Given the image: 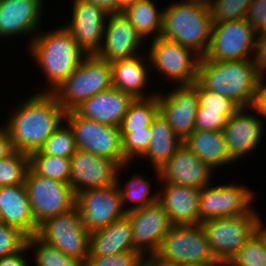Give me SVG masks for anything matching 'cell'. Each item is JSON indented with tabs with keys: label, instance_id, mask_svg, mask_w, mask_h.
<instances>
[{
	"label": "cell",
	"instance_id": "1",
	"mask_svg": "<svg viewBox=\"0 0 266 266\" xmlns=\"http://www.w3.org/2000/svg\"><path fill=\"white\" fill-rule=\"evenodd\" d=\"M11 110L3 127L14 149L28 155L38 151L65 118V111L48 92L31 94Z\"/></svg>",
	"mask_w": 266,
	"mask_h": 266
},
{
	"label": "cell",
	"instance_id": "2",
	"mask_svg": "<svg viewBox=\"0 0 266 266\" xmlns=\"http://www.w3.org/2000/svg\"><path fill=\"white\" fill-rule=\"evenodd\" d=\"M261 79L254 59L212 61L202 57L198 62L196 81L240 107L253 106Z\"/></svg>",
	"mask_w": 266,
	"mask_h": 266
},
{
	"label": "cell",
	"instance_id": "3",
	"mask_svg": "<svg viewBox=\"0 0 266 266\" xmlns=\"http://www.w3.org/2000/svg\"><path fill=\"white\" fill-rule=\"evenodd\" d=\"M27 49L48 82V88L40 92L48 93L67 79L86 56L64 25L38 32Z\"/></svg>",
	"mask_w": 266,
	"mask_h": 266
},
{
	"label": "cell",
	"instance_id": "4",
	"mask_svg": "<svg viewBox=\"0 0 266 266\" xmlns=\"http://www.w3.org/2000/svg\"><path fill=\"white\" fill-rule=\"evenodd\" d=\"M212 25L209 6L174 0L164 8L161 37L191 49L202 58L210 44Z\"/></svg>",
	"mask_w": 266,
	"mask_h": 266
},
{
	"label": "cell",
	"instance_id": "5",
	"mask_svg": "<svg viewBox=\"0 0 266 266\" xmlns=\"http://www.w3.org/2000/svg\"><path fill=\"white\" fill-rule=\"evenodd\" d=\"M112 87L111 63L96 54L86 55L71 75L51 93L65 112Z\"/></svg>",
	"mask_w": 266,
	"mask_h": 266
},
{
	"label": "cell",
	"instance_id": "6",
	"mask_svg": "<svg viewBox=\"0 0 266 266\" xmlns=\"http://www.w3.org/2000/svg\"><path fill=\"white\" fill-rule=\"evenodd\" d=\"M259 215L254 208L244 215L215 218L201 223L212 252L222 266L255 235L261 220Z\"/></svg>",
	"mask_w": 266,
	"mask_h": 266
},
{
	"label": "cell",
	"instance_id": "7",
	"mask_svg": "<svg viewBox=\"0 0 266 266\" xmlns=\"http://www.w3.org/2000/svg\"><path fill=\"white\" fill-rule=\"evenodd\" d=\"M149 58L151 73L159 72L165 82L171 80L173 85H191L197 79V68L200 57L191 49L163 37L150 40ZM167 78V79H166ZM169 79V80H168Z\"/></svg>",
	"mask_w": 266,
	"mask_h": 266
},
{
	"label": "cell",
	"instance_id": "8",
	"mask_svg": "<svg viewBox=\"0 0 266 266\" xmlns=\"http://www.w3.org/2000/svg\"><path fill=\"white\" fill-rule=\"evenodd\" d=\"M64 122L72 129L77 149L112 159L119 166L127 164L119 127L84 118L75 110L65 112Z\"/></svg>",
	"mask_w": 266,
	"mask_h": 266
},
{
	"label": "cell",
	"instance_id": "9",
	"mask_svg": "<svg viewBox=\"0 0 266 266\" xmlns=\"http://www.w3.org/2000/svg\"><path fill=\"white\" fill-rule=\"evenodd\" d=\"M25 186L35 223L39 226L47 218L75 207L76 194L69 183L47 178L29 168Z\"/></svg>",
	"mask_w": 266,
	"mask_h": 266
},
{
	"label": "cell",
	"instance_id": "10",
	"mask_svg": "<svg viewBox=\"0 0 266 266\" xmlns=\"http://www.w3.org/2000/svg\"><path fill=\"white\" fill-rule=\"evenodd\" d=\"M45 243L64 254L85 262L89 255L90 232L81 222L78 208L47 218L36 234Z\"/></svg>",
	"mask_w": 266,
	"mask_h": 266
},
{
	"label": "cell",
	"instance_id": "11",
	"mask_svg": "<svg viewBox=\"0 0 266 266\" xmlns=\"http://www.w3.org/2000/svg\"><path fill=\"white\" fill-rule=\"evenodd\" d=\"M156 253L178 264L202 263L222 266L212 252L202 224L172 225Z\"/></svg>",
	"mask_w": 266,
	"mask_h": 266
},
{
	"label": "cell",
	"instance_id": "12",
	"mask_svg": "<svg viewBox=\"0 0 266 266\" xmlns=\"http://www.w3.org/2000/svg\"><path fill=\"white\" fill-rule=\"evenodd\" d=\"M256 39L257 31L246 19L213 23L204 57L212 61L253 59Z\"/></svg>",
	"mask_w": 266,
	"mask_h": 266
},
{
	"label": "cell",
	"instance_id": "13",
	"mask_svg": "<svg viewBox=\"0 0 266 266\" xmlns=\"http://www.w3.org/2000/svg\"><path fill=\"white\" fill-rule=\"evenodd\" d=\"M244 185H206L200 191L199 224L204 221L250 213L255 195Z\"/></svg>",
	"mask_w": 266,
	"mask_h": 266
},
{
	"label": "cell",
	"instance_id": "14",
	"mask_svg": "<svg viewBox=\"0 0 266 266\" xmlns=\"http://www.w3.org/2000/svg\"><path fill=\"white\" fill-rule=\"evenodd\" d=\"M75 206L80 213L82 224L90 233L126 216L117 183L78 192Z\"/></svg>",
	"mask_w": 266,
	"mask_h": 266
},
{
	"label": "cell",
	"instance_id": "15",
	"mask_svg": "<svg viewBox=\"0 0 266 266\" xmlns=\"http://www.w3.org/2000/svg\"><path fill=\"white\" fill-rule=\"evenodd\" d=\"M168 93L157 92L159 112L168 121L174 132L184 140L195 130L199 107L197 81L191 85H176Z\"/></svg>",
	"mask_w": 266,
	"mask_h": 266
},
{
	"label": "cell",
	"instance_id": "16",
	"mask_svg": "<svg viewBox=\"0 0 266 266\" xmlns=\"http://www.w3.org/2000/svg\"><path fill=\"white\" fill-rule=\"evenodd\" d=\"M70 21L64 26L86 55L96 54L102 45L109 12L92 2L74 0Z\"/></svg>",
	"mask_w": 266,
	"mask_h": 266
},
{
	"label": "cell",
	"instance_id": "17",
	"mask_svg": "<svg viewBox=\"0 0 266 266\" xmlns=\"http://www.w3.org/2000/svg\"><path fill=\"white\" fill-rule=\"evenodd\" d=\"M131 223L134 247L143 255L156 253L172 223L163 206L153 203L126 213Z\"/></svg>",
	"mask_w": 266,
	"mask_h": 266
},
{
	"label": "cell",
	"instance_id": "18",
	"mask_svg": "<svg viewBox=\"0 0 266 266\" xmlns=\"http://www.w3.org/2000/svg\"><path fill=\"white\" fill-rule=\"evenodd\" d=\"M145 42L123 12H110L105 23L103 42L96 55L109 63L131 58L142 54L138 50Z\"/></svg>",
	"mask_w": 266,
	"mask_h": 266
},
{
	"label": "cell",
	"instance_id": "19",
	"mask_svg": "<svg viewBox=\"0 0 266 266\" xmlns=\"http://www.w3.org/2000/svg\"><path fill=\"white\" fill-rule=\"evenodd\" d=\"M120 166L112 159L78 149L71 157L69 184L75 194L117 183Z\"/></svg>",
	"mask_w": 266,
	"mask_h": 266
},
{
	"label": "cell",
	"instance_id": "20",
	"mask_svg": "<svg viewBox=\"0 0 266 266\" xmlns=\"http://www.w3.org/2000/svg\"><path fill=\"white\" fill-rule=\"evenodd\" d=\"M258 116L260 115L253 106L241 107L223 128L230 157L235 162L248 157L249 153L252 154L260 146L265 123Z\"/></svg>",
	"mask_w": 266,
	"mask_h": 266
},
{
	"label": "cell",
	"instance_id": "21",
	"mask_svg": "<svg viewBox=\"0 0 266 266\" xmlns=\"http://www.w3.org/2000/svg\"><path fill=\"white\" fill-rule=\"evenodd\" d=\"M215 169L201 161L184 143L161 170H154L159 183H173L202 189L211 184Z\"/></svg>",
	"mask_w": 266,
	"mask_h": 266
},
{
	"label": "cell",
	"instance_id": "22",
	"mask_svg": "<svg viewBox=\"0 0 266 266\" xmlns=\"http://www.w3.org/2000/svg\"><path fill=\"white\" fill-rule=\"evenodd\" d=\"M43 3L44 0H1V40L30 34V44L41 28L42 12L45 10Z\"/></svg>",
	"mask_w": 266,
	"mask_h": 266
},
{
	"label": "cell",
	"instance_id": "23",
	"mask_svg": "<svg viewBox=\"0 0 266 266\" xmlns=\"http://www.w3.org/2000/svg\"><path fill=\"white\" fill-rule=\"evenodd\" d=\"M158 202L168 214L172 225L199 224V188L173 183H161Z\"/></svg>",
	"mask_w": 266,
	"mask_h": 266
},
{
	"label": "cell",
	"instance_id": "24",
	"mask_svg": "<svg viewBox=\"0 0 266 266\" xmlns=\"http://www.w3.org/2000/svg\"><path fill=\"white\" fill-rule=\"evenodd\" d=\"M134 98L116 87H110L86 99L75 111L101 124L119 127Z\"/></svg>",
	"mask_w": 266,
	"mask_h": 266
},
{
	"label": "cell",
	"instance_id": "25",
	"mask_svg": "<svg viewBox=\"0 0 266 266\" xmlns=\"http://www.w3.org/2000/svg\"><path fill=\"white\" fill-rule=\"evenodd\" d=\"M143 55L144 53L111 63L112 86L131 95L134 99L149 98L157 94V90L150 91L151 94L145 92L147 90L145 87H149L151 67L148 65L150 63H146L149 62L148 55L147 58Z\"/></svg>",
	"mask_w": 266,
	"mask_h": 266
},
{
	"label": "cell",
	"instance_id": "26",
	"mask_svg": "<svg viewBox=\"0 0 266 266\" xmlns=\"http://www.w3.org/2000/svg\"><path fill=\"white\" fill-rule=\"evenodd\" d=\"M0 213L2 222L28 237L37 234L39 226L32 215L25 183L0 187Z\"/></svg>",
	"mask_w": 266,
	"mask_h": 266
},
{
	"label": "cell",
	"instance_id": "27",
	"mask_svg": "<svg viewBox=\"0 0 266 266\" xmlns=\"http://www.w3.org/2000/svg\"><path fill=\"white\" fill-rule=\"evenodd\" d=\"M127 251L138 250L134 247L131 223L126 216L89 235L88 256L104 257Z\"/></svg>",
	"mask_w": 266,
	"mask_h": 266
},
{
	"label": "cell",
	"instance_id": "28",
	"mask_svg": "<svg viewBox=\"0 0 266 266\" xmlns=\"http://www.w3.org/2000/svg\"><path fill=\"white\" fill-rule=\"evenodd\" d=\"M183 143L215 172L218 168L235 162L231 157L222 130H193ZM217 168V169H216Z\"/></svg>",
	"mask_w": 266,
	"mask_h": 266
},
{
	"label": "cell",
	"instance_id": "29",
	"mask_svg": "<svg viewBox=\"0 0 266 266\" xmlns=\"http://www.w3.org/2000/svg\"><path fill=\"white\" fill-rule=\"evenodd\" d=\"M151 139L146 154L141 158L148 160L154 170H161L172 155L183 144V140L174 132L160 112L150 125Z\"/></svg>",
	"mask_w": 266,
	"mask_h": 266
},
{
	"label": "cell",
	"instance_id": "30",
	"mask_svg": "<svg viewBox=\"0 0 266 266\" xmlns=\"http://www.w3.org/2000/svg\"><path fill=\"white\" fill-rule=\"evenodd\" d=\"M163 11L164 8L158 9L154 0H139L122 12L146 41L149 37L152 40L161 36Z\"/></svg>",
	"mask_w": 266,
	"mask_h": 266
},
{
	"label": "cell",
	"instance_id": "31",
	"mask_svg": "<svg viewBox=\"0 0 266 266\" xmlns=\"http://www.w3.org/2000/svg\"><path fill=\"white\" fill-rule=\"evenodd\" d=\"M127 166H130V164L120 166L117 171V184L121 192L122 205L126 213L158 202V191L152 193L151 182L147 180V177L141 175L142 172L135 173L124 185L121 184L122 182L119 178L121 175L120 172L123 169H127L125 168Z\"/></svg>",
	"mask_w": 266,
	"mask_h": 266
},
{
	"label": "cell",
	"instance_id": "32",
	"mask_svg": "<svg viewBox=\"0 0 266 266\" xmlns=\"http://www.w3.org/2000/svg\"><path fill=\"white\" fill-rule=\"evenodd\" d=\"M158 112L157 94L149 98L134 99L119 126L120 132H134V130L149 127Z\"/></svg>",
	"mask_w": 266,
	"mask_h": 266
},
{
	"label": "cell",
	"instance_id": "33",
	"mask_svg": "<svg viewBox=\"0 0 266 266\" xmlns=\"http://www.w3.org/2000/svg\"><path fill=\"white\" fill-rule=\"evenodd\" d=\"M26 246L29 254L33 252L31 261L34 266H84V262L75 257L68 256L58 248L45 243L37 235L27 238Z\"/></svg>",
	"mask_w": 266,
	"mask_h": 266
},
{
	"label": "cell",
	"instance_id": "34",
	"mask_svg": "<svg viewBox=\"0 0 266 266\" xmlns=\"http://www.w3.org/2000/svg\"><path fill=\"white\" fill-rule=\"evenodd\" d=\"M30 167L39 175L69 183L71 158L49 154H30Z\"/></svg>",
	"mask_w": 266,
	"mask_h": 266
},
{
	"label": "cell",
	"instance_id": "35",
	"mask_svg": "<svg viewBox=\"0 0 266 266\" xmlns=\"http://www.w3.org/2000/svg\"><path fill=\"white\" fill-rule=\"evenodd\" d=\"M64 121L45 141L42 147L31 154H49L58 157L71 158L78 150L72 129Z\"/></svg>",
	"mask_w": 266,
	"mask_h": 266
},
{
	"label": "cell",
	"instance_id": "36",
	"mask_svg": "<svg viewBox=\"0 0 266 266\" xmlns=\"http://www.w3.org/2000/svg\"><path fill=\"white\" fill-rule=\"evenodd\" d=\"M30 168L29 155L15 150L0 160V187L23 184Z\"/></svg>",
	"mask_w": 266,
	"mask_h": 266
},
{
	"label": "cell",
	"instance_id": "37",
	"mask_svg": "<svg viewBox=\"0 0 266 266\" xmlns=\"http://www.w3.org/2000/svg\"><path fill=\"white\" fill-rule=\"evenodd\" d=\"M225 266H266V246L255 233Z\"/></svg>",
	"mask_w": 266,
	"mask_h": 266
},
{
	"label": "cell",
	"instance_id": "38",
	"mask_svg": "<svg viewBox=\"0 0 266 266\" xmlns=\"http://www.w3.org/2000/svg\"><path fill=\"white\" fill-rule=\"evenodd\" d=\"M151 136L150 126L134 132H121L122 150L127 164H132L134 159H141L146 154Z\"/></svg>",
	"mask_w": 266,
	"mask_h": 266
},
{
	"label": "cell",
	"instance_id": "39",
	"mask_svg": "<svg viewBox=\"0 0 266 266\" xmlns=\"http://www.w3.org/2000/svg\"><path fill=\"white\" fill-rule=\"evenodd\" d=\"M252 0H214L209 6L212 23L245 19Z\"/></svg>",
	"mask_w": 266,
	"mask_h": 266
},
{
	"label": "cell",
	"instance_id": "40",
	"mask_svg": "<svg viewBox=\"0 0 266 266\" xmlns=\"http://www.w3.org/2000/svg\"><path fill=\"white\" fill-rule=\"evenodd\" d=\"M197 94L199 105L204 108V111L220 112V114L225 115L228 119L241 108L232 99L217 92L204 89L198 82Z\"/></svg>",
	"mask_w": 266,
	"mask_h": 266
},
{
	"label": "cell",
	"instance_id": "41",
	"mask_svg": "<svg viewBox=\"0 0 266 266\" xmlns=\"http://www.w3.org/2000/svg\"><path fill=\"white\" fill-rule=\"evenodd\" d=\"M28 236L20 229L0 221V258L12 255L26 246Z\"/></svg>",
	"mask_w": 266,
	"mask_h": 266
},
{
	"label": "cell",
	"instance_id": "42",
	"mask_svg": "<svg viewBox=\"0 0 266 266\" xmlns=\"http://www.w3.org/2000/svg\"><path fill=\"white\" fill-rule=\"evenodd\" d=\"M144 255L127 251L109 256H88L84 266H143Z\"/></svg>",
	"mask_w": 266,
	"mask_h": 266
},
{
	"label": "cell",
	"instance_id": "43",
	"mask_svg": "<svg viewBox=\"0 0 266 266\" xmlns=\"http://www.w3.org/2000/svg\"><path fill=\"white\" fill-rule=\"evenodd\" d=\"M228 118L220 112L204 111L199 105L196 114L195 130L216 131L223 130Z\"/></svg>",
	"mask_w": 266,
	"mask_h": 266
},
{
	"label": "cell",
	"instance_id": "44",
	"mask_svg": "<svg viewBox=\"0 0 266 266\" xmlns=\"http://www.w3.org/2000/svg\"><path fill=\"white\" fill-rule=\"evenodd\" d=\"M245 19L257 31L266 21V0H252Z\"/></svg>",
	"mask_w": 266,
	"mask_h": 266
},
{
	"label": "cell",
	"instance_id": "45",
	"mask_svg": "<svg viewBox=\"0 0 266 266\" xmlns=\"http://www.w3.org/2000/svg\"><path fill=\"white\" fill-rule=\"evenodd\" d=\"M253 59L260 75L266 78V35H257Z\"/></svg>",
	"mask_w": 266,
	"mask_h": 266
},
{
	"label": "cell",
	"instance_id": "46",
	"mask_svg": "<svg viewBox=\"0 0 266 266\" xmlns=\"http://www.w3.org/2000/svg\"><path fill=\"white\" fill-rule=\"evenodd\" d=\"M26 253H28L27 246L12 255L0 258V266H32L30 265V258L26 257Z\"/></svg>",
	"mask_w": 266,
	"mask_h": 266
},
{
	"label": "cell",
	"instance_id": "47",
	"mask_svg": "<svg viewBox=\"0 0 266 266\" xmlns=\"http://www.w3.org/2000/svg\"><path fill=\"white\" fill-rule=\"evenodd\" d=\"M265 77L259 82L258 91L255 96L253 107L257 110L261 117L266 118V82ZM266 120V119H265Z\"/></svg>",
	"mask_w": 266,
	"mask_h": 266
},
{
	"label": "cell",
	"instance_id": "48",
	"mask_svg": "<svg viewBox=\"0 0 266 266\" xmlns=\"http://www.w3.org/2000/svg\"><path fill=\"white\" fill-rule=\"evenodd\" d=\"M15 151L12 139L7 130L0 125V160L8 157Z\"/></svg>",
	"mask_w": 266,
	"mask_h": 266
},
{
	"label": "cell",
	"instance_id": "49",
	"mask_svg": "<svg viewBox=\"0 0 266 266\" xmlns=\"http://www.w3.org/2000/svg\"><path fill=\"white\" fill-rule=\"evenodd\" d=\"M143 266H180V264L164 259L157 253L144 255Z\"/></svg>",
	"mask_w": 266,
	"mask_h": 266
},
{
	"label": "cell",
	"instance_id": "50",
	"mask_svg": "<svg viewBox=\"0 0 266 266\" xmlns=\"http://www.w3.org/2000/svg\"><path fill=\"white\" fill-rule=\"evenodd\" d=\"M105 8L109 13L117 12V0H85Z\"/></svg>",
	"mask_w": 266,
	"mask_h": 266
},
{
	"label": "cell",
	"instance_id": "51",
	"mask_svg": "<svg viewBox=\"0 0 266 266\" xmlns=\"http://www.w3.org/2000/svg\"><path fill=\"white\" fill-rule=\"evenodd\" d=\"M137 1L139 0H117V12H122Z\"/></svg>",
	"mask_w": 266,
	"mask_h": 266
},
{
	"label": "cell",
	"instance_id": "52",
	"mask_svg": "<svg viewBox=\"0 0 266 266\" xmlns=\"http://www.w3.org/2000/svg\"><path fill=\"white\" fill-rule=\"evenodd\" d=\"M264 226L265 224L263 223V220L261 219L258 224L256 233L263 239L264 244L266 246V226L265 227Z\"/></svg>",
	"mask_w": 266,
	"mask_h": 266
},
{
	"label": "cell",
	"instance_id": "53",
	"mask_svg": "<svg viewBox=\"0 0 266 266\" xmlns=\"http://www.w3.org/2000/svg\"><path fill=\"white\" fill-rule=\"evenodd\" d=\"M257 35H266V21L262 26L257 30Z\"/></svg>",
	"mask_w": 266,
	"mask_h": 266
},
{
	"label": "cell",
	"instance_id": "54",
	"mask_svg": "<svg viewBox=\"0 0 266 266\" xmlns=\"http://www.w3.org/2000/svg\"><path fill=\"white\" fill-rule=\"evenodd\" d=\"M180 266H213L211 264H202V263H182Z\"/></svg>",
	"mask_w": 266,
	"mask_h": 266
}]
</instances>
